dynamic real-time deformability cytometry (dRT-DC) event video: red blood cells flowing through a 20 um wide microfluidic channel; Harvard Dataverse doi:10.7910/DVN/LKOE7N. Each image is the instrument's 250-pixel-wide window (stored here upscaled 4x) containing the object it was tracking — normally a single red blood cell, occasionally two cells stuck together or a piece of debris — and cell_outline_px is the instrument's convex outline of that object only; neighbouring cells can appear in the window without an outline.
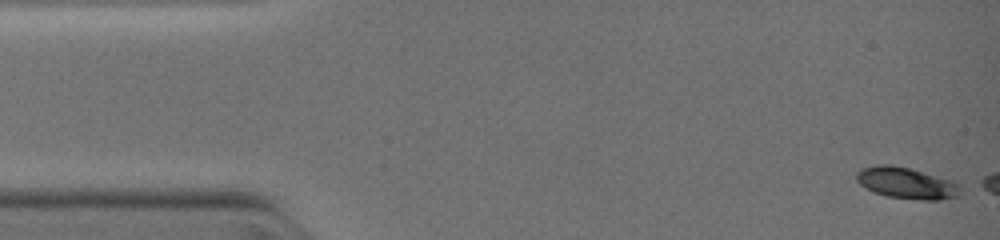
{"species": "common noctule bat (a hibernating species)", "species_latin": "Nyctalus noctula", "temperature_condition": "warm", "stored_images_in_passage": 5, "camera_frame_rate_fps": 3000, "um_per_image_px": 0.085, "animal": {"sex": "female", "body_mass_g": 19.0, "forearm_length_mm": 51.5}, "frame": {"image": 1, "passage_image": 1, "time_ms": 0.0, "image_size_px": [1000, 240], "cell_outline_px": [[960, 192], [956, 196], [940, 200], [924, 200], [888, 196], [876, 192], [860, 184], [856, 180], [856, 172], [860, 168], [876, 164], [892, 164], [908, 168], [952, 180], [960, 188]], "centroid_in_image_um": [77.01, 15.54], "position_along_channel_um": 8.0, "area_um2": 18.73}}